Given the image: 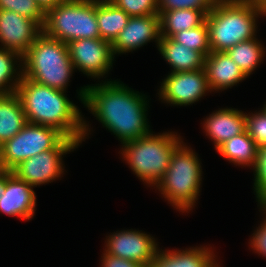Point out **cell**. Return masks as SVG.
Listing matches in <instances>:
<instances>
[{"label":"cell","mask_w":266,"mask_h":267,"mask_svg":"<svg viewBox=\"0 0 266 267\" xmlns=\"http://www.w3.org/2000/svg\"><path fill=\"white\" fill-rule=\"evenodd\" d=\"M103 83H102V82ZM100 83L81 87L79 101L123 145L148 135L147 112L149 101L145 94L134 91L121 81L101 80Z\"/></svg>","instance_id":"6da1fadb"},{"label":"cell","mask_w":266,"mask_h":267,"mask_svg":"<svg viewBox=\"0 0 266 267\" xmlns=\"http://www.w3.org/2000/svg\"><path fill=\"white\" fill-rule=\"evenodd\" d=\"M27 122L56 128L65 137L79 145L90 133L89 122L84 119L79 107L66 95V91L36 83L22 76L17 87Z\"/></svg>","instance_id":"7a4b0ae2"},{"label":"cell","mask_w":266,"mask_h":267,"mask_svg":"<svg viewBox=\"0 0 266 267\" xmlns=\"http://www.w3.org/2000/svg\"><path fill=\"white\" fill-rule=\"evenodd\" d=\"M263 16L262 4L249 0H217L205 20L211 51L226 52L240 42L255 38L258 18Z\"/></svg>","instance_id":"3957f363"},{"label":"cell","mask_w":266,"mask_h":267,"mask_svg":"<svg viewBox=\"0 0 266 267\" xmlns=\"http://www.w3.org/2000/svg\"><path fill=\"white\" fill-rule=\"evenodd\" d=\"M198 154L182 142L171 156L162 179L154 187L179 212L189 213L194 207L202 184V167Z\"/></svg>","instance_id":"277c9868"},{"label":"cell","mask_w":266,"mask_h":267,"mask_svg":"<svg viewBox=\"0 0 266 267\" xmlns=\"http://www.w3.org/2000/svg\"><path fill=\"white\" fill-rule=\"evenodd\" d=\"M153 133L121 145L122 159L147 187L158 184L169 167L172 154L183 142L176 132Z\"/></svg>","instance_id":"5b68a950"},{"label":"cell","mask_w":266,"mask_h":267,"mask_svg":"<svg viewBox=\"0 0 266 267\" xmlns=\"http://www.w3.org/2000/svg\"><path fill=\"white\" fill-rule=\"evenodd\" d=\"M23 76L56 90L66 91L75 71L68 45L43 32L22 56Z\"/></svg>","instance_id":"8992f818"},{"label":"cell","mask_w":266,"mask_h":267,"mask_svg":"<svg viewBox=\"0 0 266 267\" xmlns=\"http://www.w3.org/2000/svg\"><path fill=\"white\" fill-rule=\"evenodd\" d=\"M42 32L68 44L77 39L100 38L96 4L84 0H65L45 12Z\"/></svg>","instance_id":"52a82bcc"},{"label":"cell","mask_w":266,"mask_h":267,"mask_svg":"<svg viewBox=\"0 0 266 267\" xmlns=\"http://www.w3.org/2000/svg\"><path fill=\"white\" fill-rule=\"evenodd\" d=\"M66 138L56 128L28 122L20 132L0 146L2 169L11 171L20 162L40 152L56 149Z\"/></svg>","instance_id":"ba28073f"},{"label":"cell","mask_w":266,"mask_h":267,"mask_svg":"<svg viewBox=\"0 0 266 267\" xmlns=\"http://www.w3.org/2000/svg\"><path fill=\"white\" fill-rule=\"evenodd\" d=\"M78 146L80 145L74 139L66 138L56 149L40 152L20 162L11 171L33 187L49 184L63 177V157Z\"/></svg>","instance_id":"9c48e42d"},{"label":"cell","mask_w":266,"mask_h":267,"mask_svg":"<svg viewBox=\"0 0 266 267\" xmlns=\"http://www.w3.org/2000/svg\"><path fill=\"white\" fill-rule=\"evenodd\" d=\"M74 69L87 77L103 78L113 68L114 54L111 42L101 38L77 39L68 44Z\"/></svg>","instance_id":"30bf717a"},{"label":"cell","mask_w":266,"mask_h":267,"mask_svg":"<svg viewBox=\"0 0 266 267\" xmlns=\"http://www.w3.org/2000/svg\"><path fill=\"white\" fill-rule=\"evenodd\" d=\"M158 89L159 99L169 105L188 106L211 93L205 69L173 72L162 79Z\"/></svg>","instance_id":"8fae6325"},{"label":"cell","mask_w":266,"mask_h":267,"mask_svg":"<svg viewBox=\"0 0 266 267\" xmlns=\"http://www.w3.org/2000/svg\"><path fill=\"white\" fill-rule=\"evenodd\" d=\"M142 230H120L106 236L103 252L150 267L159 250L155 237Z\"/></svg>","instance_id":"7c38bea8"},{"label":"cell","mask_w":266,"mask_h":267,"mask_svg":"<svg viewBox=\"0 0 266 267\" xmlns=\"http://www.w3.org/2000/svg\"><path fill=\"white\" fill-rule=\"evenodd\" d=\"M41 33L42 27L35 20L0 10V47L23 56Z\"/></svg>","instance_id":"4fadbf2b"},{"label":"cell","mask_w":266,"mask_h":267,"mask_svg":"<svg viewBox=\"0 0 266 267\" xmlns=\"http://www.w3.org/2000/svg\"><path fill=\"white\" fill-rule=\"evenodd\" d=\"M160 39L159 14L130 17L127 25L111 43L112 52L114 56L133 52L151 40L156 42V46H158Z\"/></svg>","instance_id":"5bb4252c"},{"label":"cell","mask_w":266,"mask_h":267,"mask_svg":"<svg viewBox=\"0 0 266 267\" xmlns=\"http://www.w3.org/2000/svg\"><path fill=\"white\" fill-rule=\"evenodd\" d=\"M36 194L33 186L6 170L5 190L0 198V213L29 221L34 217Z\"/></svg>","instance_id":"9a60e30c"},{"label":"cell","mask_w":266,"mask_h":267,"mask_svg":"<svg viewBox=\"0 0 266 267\" xmlns=\"http://www.w3.org/2000/svg\"><path fill=\"white\" fill-rule=\"evenodd\" d=\"M203 129L214 142V148L246 131V112L235 108H220L204 119Z\"/></svg>","instance_id":"2e32d148"},{"label":"cell","mask_w":266,"mask_h":267,"mask_svg":"<svg viewBox=\"0 0 266 267\" xmlns=\"http://www.w3.org/2000/svg\"><path fill=\"white\" fill-rule=\"evenodd\" d=\"M204 69L211 92L227 90L247 78L226 52L211 51L205 57Z\"/></svg>","instance_id":"e0dca14e"},{"label":"cell","mask_w":266,"mask_h":267,"mask_svg":"<svg viewBox=\"0 0 266 267\" xmlns=\"http://www.w3.org/2000/svg\"><path fill=\"white\" fill-rule=\"evenodd\" d=\"M212 247L196 246L184 250H158L150 267H216L219 263Z\"/></svg>","instance_id":"ac0fdd59"},{"label":"cell","mask_w":266,"mask_h":267,"mask_svg":"<svg viewBox=\"0 0 266 267\" xmlns=\"http://www.w3.org/2000/svg\"><path fill=\"white\" fill-rule=\"evenodd\" d=\"M158 51L170 65L171 73L195 71L204 68L205 57L198 51L173 41L169 37H161Z\"/></svg>","instance_id":"d6986e66"},{"label":"cell","mask_w":266,"mask_h":267,"mask_svg":"<svg viewBox=\"0 0 266 267\" xmlns=\"http://www.w3.org/2000/svg\"><path fill=\"white\" fill-rule=\"evenodd\" d=\"M21 100L16 93L0 95V146L27 124Z\"/></svg>","instance_id":"ffe728a7"},{"label":"cell","mask_w":266,"mask_h":267,"mask_svg":"<svg viewBox=\"0 0 266 267\" xmlns=\"http://www.w3.org/2000/svg\"><path fill=\"white\" fill-rule=\"evenodd\" d=\"M216 151L236 166L256 167L259 148L247 131L228 139Z\"/></svg>","instance_id":"44dd1931"},{"label":"cell","mask_w":266,"mask_h":267,"mask_svg":"<svg viewBox=\"0 0 266 267\" xmlns=\"http://www.w3.org/2000/svg\"><path fill=\"white\" fill-rule=\"evenodd\" d=\"M210 11L194 9L159 11L161 37L171 38L178 32L202 25Z\"/></svg>","instance_id":"7402d4cb"},{"label":"cell","mask_w":266,"mask_h":267,"mask_svg":"<svg viewBox=\"0 0 266 267\" xmlns=\"http://www.w3.org/2000/svg\"><path fill=\"white\" fill-rule=\"evenodd\" d=\"M130 16L113 3L96 4V19L100 38L113 42L127 25Z\"/></svg>","instance_id":"603a6c76"},{"label":"cell","mask_w":266,"mask_h":267,"mask_svg":"<svg viewBox=\"0 0 266 267\" xmlns=\"http://www.w3.org/2000/svg\"><path fill=\"white\" fill-rule=\"evenodd\" d=\"M264 50H266V47L255 37L236 44L226 53L241 68L242 72L249 77L266 56V51Z\"/></svg>","instance_id":"cb8c5ba5"},{"label":"cell","mask_w":266,"mask_h":267,"mask_svg":"<svg viewBox=\"0 0 266 267\" xmlns=\"http://www.w3.org/2000/svg\"><path fill=\"white\" fill-rule=\"evenodd\" d=\"M22 65L18 52L0 47V95L16 93L23 76Z\"/></svg>","instance_id":"d4e9b609"},{"label":"cell","mask_w":266,"mask_h":267,"mask_svg":"<svg viewBox=\"0 0 266 267\" xmlns=\"http://www.w3.org/2000/svg\"><path fill=\"white\" fill-rule=\"evenodd\" d=\"M171 39L191 50L200 52L204 57L211 52L206 21L202 25L174 34Z\"/></svg>","instance_id":"484cf974"},{"label":"cell","mask_w":266,"mask_h":267,"mask_svg":"<svg viewBox=\"0 0 266 267\" xmlns=\"http://www.w3.org/2000/svg\"><path fill=\"white\" fill-rule=\"evenodd\" d=\"M0 10H8L28 19L35 20L41 27L45 21V12L36 0H0Z\"/></svg>","instance_id":"4316f807"},{"label":"cell","mask_w":266,"mask_h":267,"mask_svg":"<svg viewBox=\"0 0 266 267\" xmlns=\"http://www.w3.org/2000/svg\"><path fill=\"white\" fill-rule=\"evenodd\" d=\"M261 109L246 113V131L259 149L266 146V109Z\"/></svg>","instance_id":"83f0119b"},{"label":"cell","mask_w":266,"mask_h":267,"mask_svg":"<svg viewBox=\"0 0 266 267\" xmlns=\"http://www.w3.org/2000/svg\"><path fill=\"white\" fill-rule=\"evenodd\" d=\"M113 4L130 17L159 14L158 0H114Z\"/></svg>","instance_id":"f1b7e54d"},{"label":"cell","mask_w":266,"mask_h":267,"mask_svg":"<svg viewBox=\"0 0 266 267\" xmlns=\"http://www.w3.org/2000/svg\"><path fill=\"white\" fill-rule=\"evenodd\" d=\"M253 170V190L257 198L258 207L266 206V146L259 149L257 164Z\"/></svg>","instance_id":"f546056e"},{"label":"cell","mask_w":266,"mask_h":267,"mask_svg":"<svg viewBox=\"0 0 266 267\" xmlns=\"http://www.w3.org/2000/svg\"><path fill=\"white\" fill-rule=\"evenodd\" d=\"M217 0H158L159 11L176 9L211 10Z\"/></svg>","instance_id":"4dcf8cb0"},{"label":"cell","mask_w":266,"mask_h":267,"mask_svg":"<svg viewBox=\"0 0 266 267\" xmlns=\"http://www.w3.org/2000/svg\"><path fill=\"white\" fill-rule=\"evenodd\" d=\"M259 209L264 215L263 222L261 221V224L253 232L249 240V246L255 253L266 257V206H260Z\"/></svg>","instance_id":"1f68e13d"},{"label":"cell","mask_w":266,"mask_h":267,"mask_svg":"<svg viewBox=\"0 0 266 267\" xmlns=\"http://www.w3.org/2000/svg\"><path fill=\"white\" fill-rule=\"evenodd\" d=\"M101 267H146L137 262L102 253Z\"/></svg>","instance_id":"d6a6232c"},{"label":"cell","mask_w":266,"mask_h":267,"mask_svg":"<svg viewBox=\"0 0 266 267\" xmlns=\"http://www.w3.org/2000/svg\"><path fill=\"white\" fill-rule=\"evenodd\" d=\"M65 0H36L37 4L41 9L46 12L47 10L54 8L59 3L64 2Z\"/></svg>","instance_id":"836d02e7"},{"label":"cell","mask_w":266,"mask_h":267,"mask_svg":"<svg viewBox=\"0 0 266 267\" xmlns=\"http://www.w3.org/2000/svg\"><path fill=\"white\" fill-rule=\"evenodd\" d=\"M6 184V170L0 171V198L5 190Z\"/></svg>","instance_id":"e575fe53"},{"label":"cell","mask_w":266,"mask_h":267,"mask_svg":"<svg viewBox=\"0 0 266 267\" xmlns=\"http://www.w3.org/2000/svg\"><path fill=\"white\" fill-rule=\"evenodd\" d=\"M86 2H90L93 4H107V3H113L114 0H84Z\"/></svg>","instance_id":"d590c367"},{"label":"cell","mask_w":266,"mask_h":267,"mask_svg":"<svg viewBox=\"0 0 266 267\" xmlns=\"http://www.w3.org/2000/svg\"><path fill=\"white\" fill-rule=\"evenodd\" d=\"M249 1L256 2L262 5L266 3V0H249Z\"/></svg>","instance_id":"8d00e7d4"}]
</instances>
